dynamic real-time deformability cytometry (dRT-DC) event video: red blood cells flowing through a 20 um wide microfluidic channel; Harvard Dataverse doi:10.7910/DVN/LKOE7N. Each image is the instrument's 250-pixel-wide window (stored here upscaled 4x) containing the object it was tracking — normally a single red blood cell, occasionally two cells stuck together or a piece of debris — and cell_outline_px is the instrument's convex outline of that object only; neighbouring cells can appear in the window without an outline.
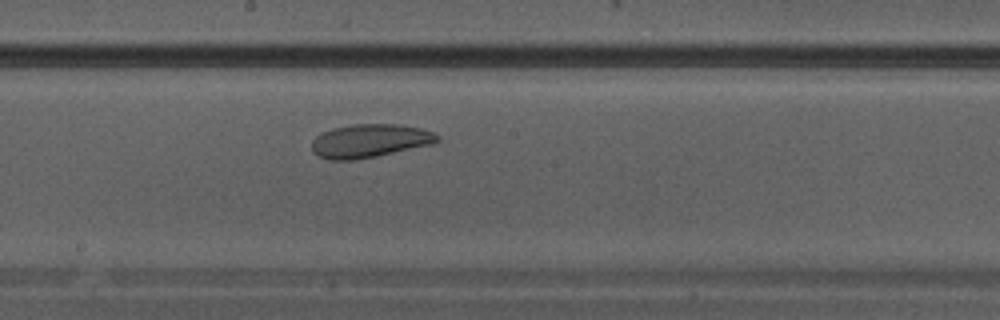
{"species": "Egyptian fruit bat (a non-hibernating species)", "species_latin": "Rousettus aegyptiacus", "temperature_condition": "warm", "stored_images_in_passage": 13, "camera_frame_rate_fps": 3000, "um_per_image_px": 0.085, "animal": {"sex": "male"}, "frame": {"image": 1, "passage_image": 10, "time_ms": 3.0, "image_size_px": [1000, 320], "cell_outline_px": [[440, 140], [432, 144], [376, 156], [356, 160], [328, 160], [312, 152], [312, 140], [320, 132], [332, 128], [352, 124], [400, 124], [420, 128], [432, 132], [440, 136]], "centroid_in_image_um": [31.4, 11.96], "position_along_channel_um": 216.8, "area_um2": 24.57}}